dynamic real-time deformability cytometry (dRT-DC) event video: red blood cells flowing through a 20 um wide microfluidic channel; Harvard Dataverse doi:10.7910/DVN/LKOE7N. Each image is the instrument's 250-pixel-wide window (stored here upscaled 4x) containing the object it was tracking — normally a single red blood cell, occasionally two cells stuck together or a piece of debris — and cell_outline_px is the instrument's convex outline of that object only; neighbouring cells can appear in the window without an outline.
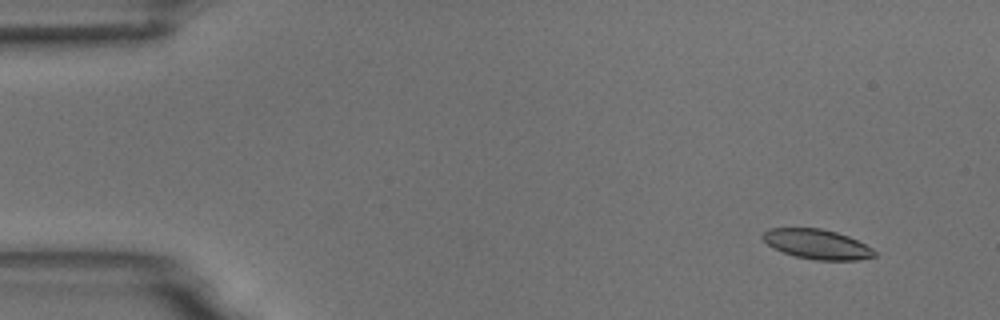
{"species": "common noctule bat (a hibernating species)", "species_latin": "Nyctalus noctula", "temperature_condition": "room temperature", "stored_images_in_passage": 10, "camera_frame_rate_fps": 3000, "um_per_image_px": 0.085, "animal": {"sex": "male", "body_mass_g": 18.8}, "frame": {"image": 1, "passage_image": 2, "time_ms": 1.333, "image_size_px": [1000, 320], "cell_outline_px": [[876, 256], [856, 260], [816, 260], [796, 256], [784, 252], [768, 244], [760, 236], [768, 228], [820, 228], [836, 232], [848, 236], [872, 248], [876, 252]], "centroid_in_image_um": [69.45, 20.75], "position_along_channel_um": 15.5, "area_um2": 19.13}}
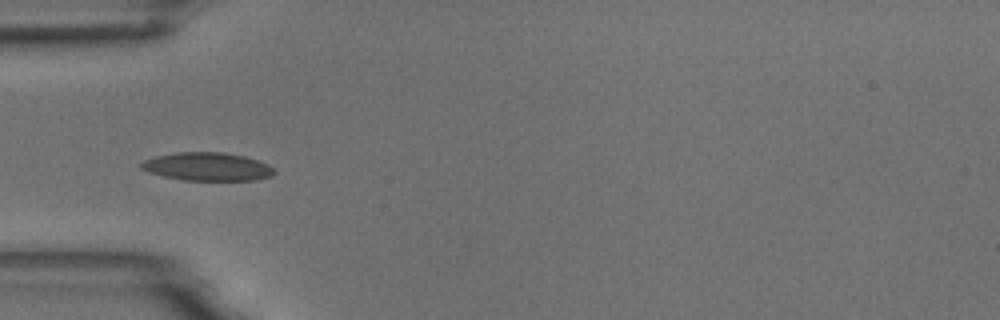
{"frame": {"image": 2, "passage_image": 5, "time_ms": 5.667, "image_size_px": [1000, 320], "cell_outline_px": [[276, 172], [272, 176], [256, 180], [184, 180], [164, 176], [148, 172], [140, 168], [140, 164], [144, 160], [156, 156], [176, 152], [224, 152], [244, 156], [268, 164]], "centroid_in_image_um": [17.62, 14.16], "position_along_channel_um": 67.4, "area_um2": 21.85}}
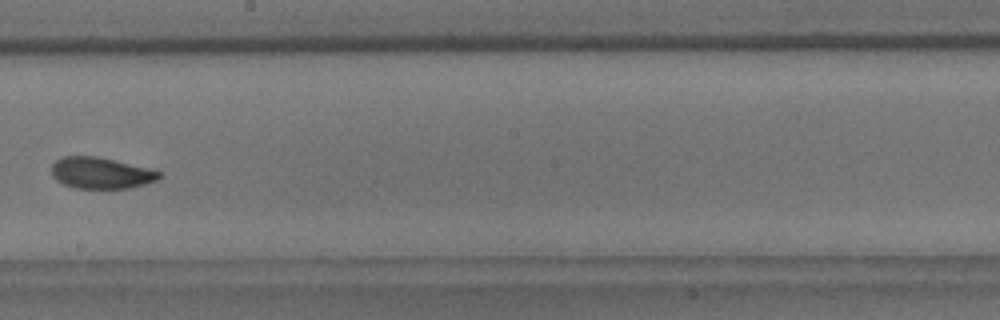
{"frame": {"image": 3, "passage_image": 9, "time_ms": 10.333, "image_size_px": [1000, 320], "cell_outline_px": [[160, 176], [156, 180], [132, 188], [76, 188], [64, 184], [56, 180], [52, 176], [52, 164], [60, 156], [96, 156], [148, 168], [160, 172]], "centroid_in_image_um": [8.54, 14.7], "position_along_channel_um": 239.7, "area_um2": 19.48}}